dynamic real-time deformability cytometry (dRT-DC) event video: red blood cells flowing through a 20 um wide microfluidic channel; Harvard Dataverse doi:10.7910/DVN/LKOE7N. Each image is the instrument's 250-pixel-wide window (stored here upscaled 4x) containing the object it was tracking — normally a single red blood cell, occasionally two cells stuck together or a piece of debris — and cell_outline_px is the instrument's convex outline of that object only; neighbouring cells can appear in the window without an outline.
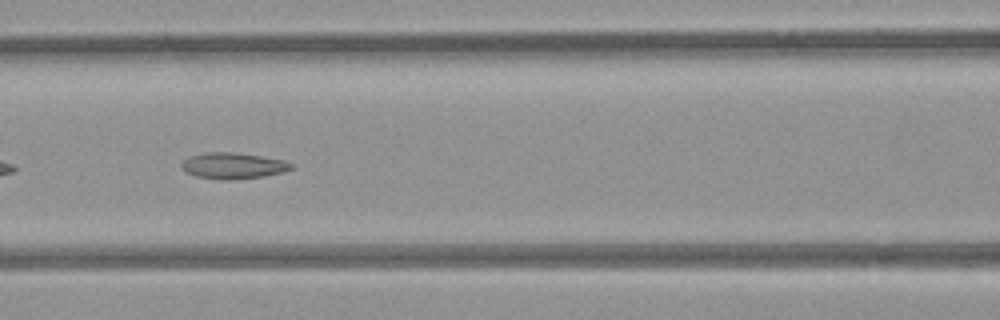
{"species": "common noctule bat (a hibernating species)", "species_latin": "Nyctalus noctula", "temperature_condition": "room temperature", "stored_images_in_passage": 39, "camera_frame_rate_fps": 3000, "um_per_image_px": 0.085, "animal": {"sex": "female", "body_mass_g": 21.9}, "frame": {"image": 1, "passage_image": 8, "time_ms": 2.333, "image_size_px": [1000, 320], "cell_outline_px": [[292, 168], [284, 172], [264, 176], [232, 180], [220, 180], [196, 176], [188, 172], [180, 164], [184, 160], [192, 156], [208, 152], [232, 152], [260, 156], [284, 160], [292, 164]], "centroid_in_image_um": [19.84, 14.09], "position_along_channel_um": 146.8, "area_um2": 16.47}}
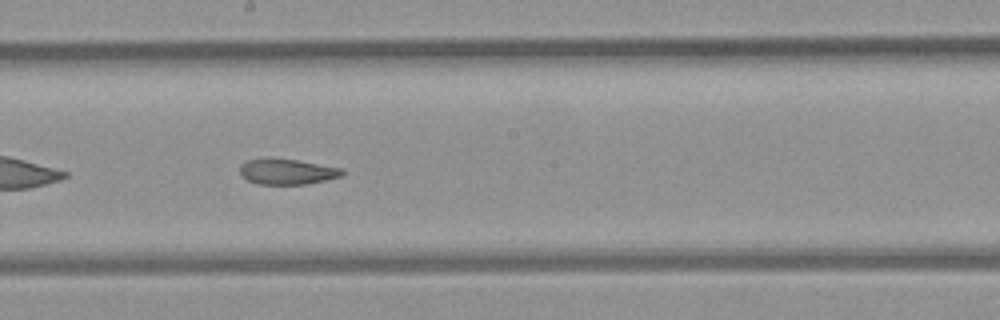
{"frame": {"image": 2, "passage_image": 14, "time_ms": 4.333, "image_size_px": [1000, 320], "cell_outline_px": [[344, 172], [340, 176], [324, 180], [304, 184], [256, 184], [240, 176], [240, 164], [248, 160], [264, 156], [272, 156], [296, 160], [340, 168]], "centroid_in_image_um": [24.28, 14.56], "position_along_channel_um": 223.9, "area_um2": 15.43}}
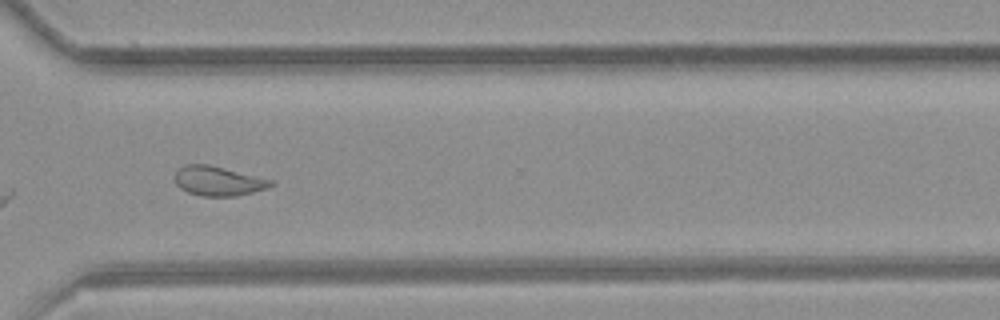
{"frame": {"image": 3, "passage_image": 24, "time_ms": 7.667, "image_size_px": [1000, 320], "cell_outline_px": [[272, 184], [268, 188], [236, 196], [200, 196], [188, 192], [180, 188], [176, 184], [176, 172], [184, 164], [208, 164], [272, 180]], "centroid_in_image_um": [18.52, 15.39], "position_along_channel_um": 352.1, "area_um2": 16.24}, "authors_computed_cell_mechanics": {"area_um2": 16.762, "velocity_mm_per_s": 3.8548, "shape_relaxation_time_tau1_ms": null, "shape_relaxation_time_tau2_ms": 3.106, "deformation_change_tau1": null, "deformation_change_tau2": 0.1005}}